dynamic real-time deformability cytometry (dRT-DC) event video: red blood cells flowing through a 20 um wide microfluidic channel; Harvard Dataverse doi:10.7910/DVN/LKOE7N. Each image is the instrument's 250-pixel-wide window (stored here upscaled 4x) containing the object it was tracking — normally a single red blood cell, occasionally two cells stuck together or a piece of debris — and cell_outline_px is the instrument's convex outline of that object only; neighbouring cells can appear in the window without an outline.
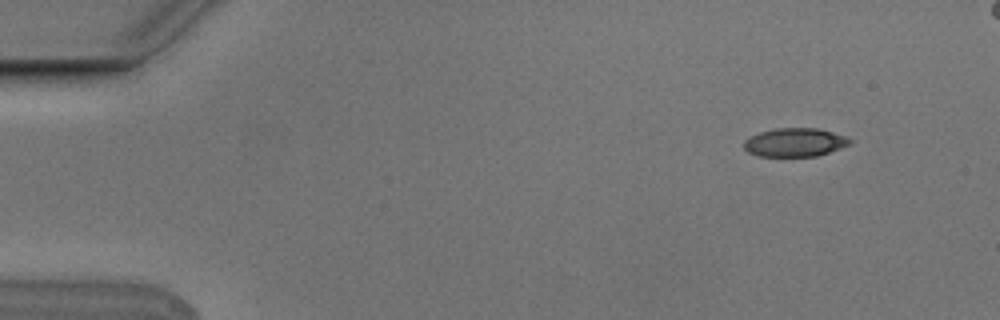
{"species": "Egyptian fruit bat (a non-hibernating species)", "species_latin": "Rousettus aegyptiacus", "temperature_condition": "cold", "stored_images_in_passage": 5, "camera_frame_rate_fps": 3000, "um_per_image_px": 0.085, "animal": {"sex": "male"}, "frame": {"image": 1, "passage_image": 1, "time_ms": 0.0, "image_size_px": [1000, 320], "cell_outline_px": [[852, 140], [848, 144], [840, 148], [816, 156], [760, 156], [748, 152], [744, 148], [744, 140], [748, 136], [760, 132], [776, 128], [816, 128], [848, 136]], "centroid_in_image_um": [67.54, 12.09], "position_along_channel_um": 17.5, "area_um2": 17.57}}